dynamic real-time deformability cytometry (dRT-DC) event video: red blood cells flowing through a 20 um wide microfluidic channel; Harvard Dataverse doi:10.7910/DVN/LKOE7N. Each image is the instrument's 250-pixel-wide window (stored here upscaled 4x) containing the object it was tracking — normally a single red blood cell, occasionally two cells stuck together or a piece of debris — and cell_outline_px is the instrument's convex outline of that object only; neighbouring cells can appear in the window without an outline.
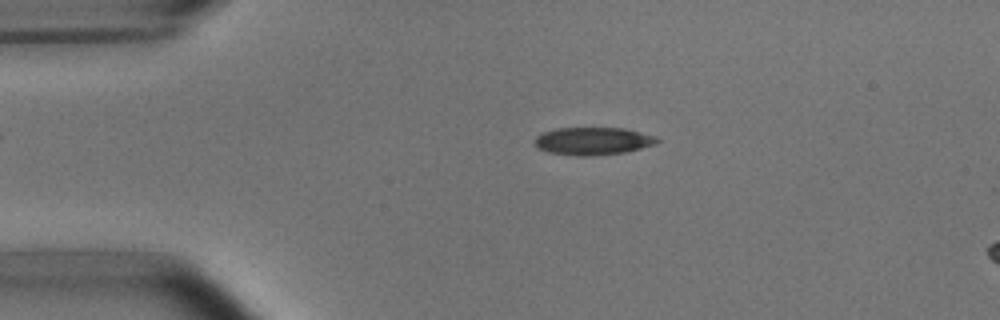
{"species": "common noctule bat (a hibernating species)", "species_latin": "Nyctalus noctula", "temperature_condition": "room temperature", "stored_images_in_passage": 5, "segment_of_instrument_passage": [1, 2], "camera_frame_rate_fps": 3000, "um_per_image_px": 0.085, "animal": {"sex": "male", "body_mass_g": 15.6}, "frame": {"image": 1, "passage_image": 3, "time_ms": 2.333, "image_size_px": [1000, 320], "cell_outline_px": [[660, 140], [656, 144], [624, 152], [584, 156], [580, 156], [548, 152], [536, 148], [536, 136], [544, 132], [556, 128], [624, 128], [656, 136]], "centroid_in_image_um": [50.4, 11.98], "position_along_channel_um": 34.6, "area_um2": 19.54}}